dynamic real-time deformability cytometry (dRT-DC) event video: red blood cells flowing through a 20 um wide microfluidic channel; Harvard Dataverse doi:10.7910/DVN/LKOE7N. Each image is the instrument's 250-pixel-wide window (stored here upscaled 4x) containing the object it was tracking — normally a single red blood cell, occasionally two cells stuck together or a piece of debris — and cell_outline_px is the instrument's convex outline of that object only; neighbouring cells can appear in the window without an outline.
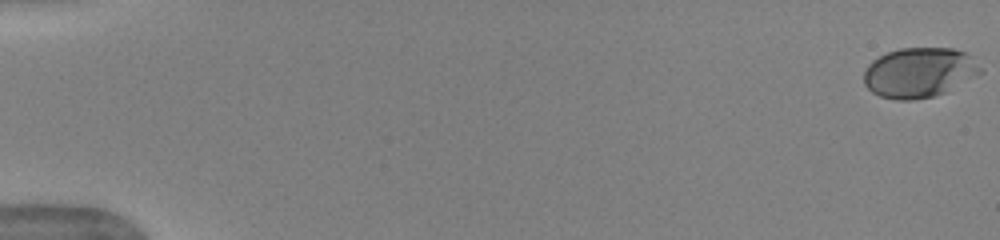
{"species": "human", "species_latin": "Homo sapiens", "temperature_condition": "warm", "stored_images_in_passage": 30, "camera_frame_rate_fps": 3000, "um_per_image_px": 0.085, "donor": {"sex": "female"}, "frame": {"image": 1, "passage_image": 1, "time_ms": 0.0, "image_size_px": [1000, 240], "cell_outline_px": [[984, 72], [944, 92], [932, 96], [912, 100], [896, 100], [880, 96], [872, 92], [864, 84], [864, 72], [868, 64], [872, 60], [888, 52], [900, 48], [952, 48], [964, 52]], "centroid_in_image_um": [78.08, 6.17], "position_along_channel_um": 6.9, "area_um2": 33.52}}
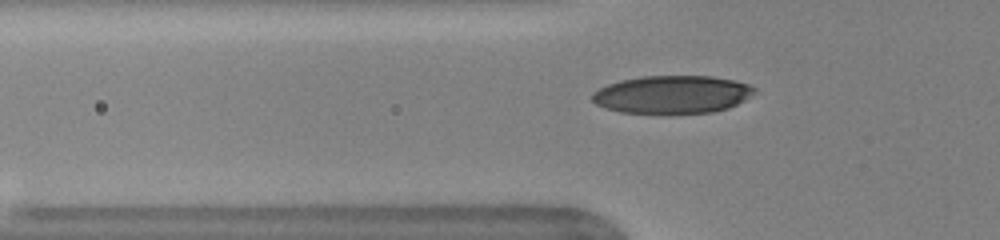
{"frame": {"image": 2, "passage_image": 19, "time_ms": 6.0, "image_size_px": [1000, 240], "cell_outline_px": [[756, 92], [744, 100], [728, 108], [712, 112], [620, 112], [604, 108], [596, 104], [592, 100], [592, 92], [608, 84], [620, 80], [644, 76], [712, 76], [732, 80], [748, 84], [756, 88]], "centroid_in_image_um": [57.13, 8.01], "position_along_channel_um": 68.7, "area_um2": 35.43}}
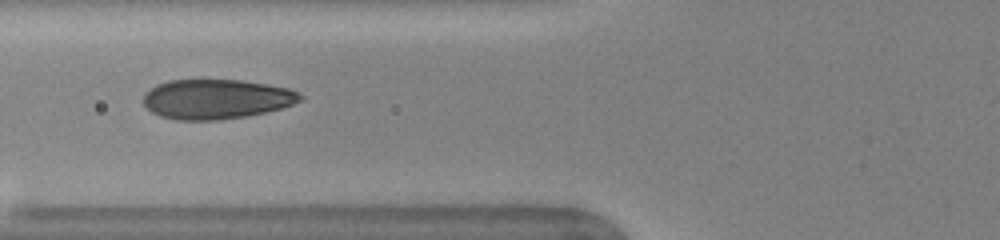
{"frame": {"image": 3, "passage_image": 22, "time_ms": 7.0, "image_size_px": [1000, 240], "cell_outline_px": [[304, 100], [280, 108], [248, 116], [216, 120], [176, 120], [160, 116], [152, 112], [144, 104], [144, 92], [156, 84], [168, 80], [240, 80], [288, 88], [300, 92], [304, 96]], "centroid_in_image_um": [18.38, 8.42], "position_along_channel_um": 107.4, "area_um2": 36.36}}